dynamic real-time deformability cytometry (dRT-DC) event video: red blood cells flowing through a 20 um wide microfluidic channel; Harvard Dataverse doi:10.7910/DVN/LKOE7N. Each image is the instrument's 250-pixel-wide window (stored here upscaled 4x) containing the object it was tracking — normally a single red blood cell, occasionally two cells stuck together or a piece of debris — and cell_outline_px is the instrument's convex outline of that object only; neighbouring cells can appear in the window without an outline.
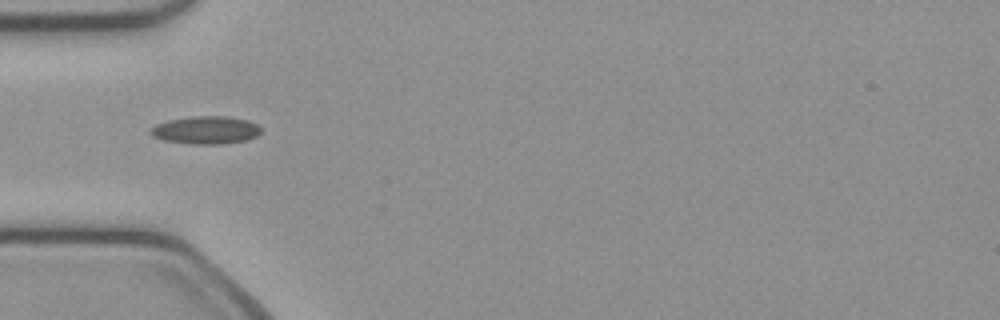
{"species": "common noctule bat (a hibernating species)", "species_latin": "Nyctalus noctula", "temperature_condition": "cold", "stored_images_in_passage": 36, "camera_frame_rate_fps": 3000, "um_per_image_px": 0.085, "animal": {"sex": "female", "body_mass_g": 21.9}, "frame": {"image": 1, "passage_image": 2, "time_ms": 0.333, "image_size_px": [1000, 320], "cell_outline_px": [[260, 132], [256, 136], [248, 140], [224, 144], [192, 144], [164, 140], [152, 136], [148, 132], [148, 128], [156, 124], [168, 120], [192, 116], [224, 116], [248, 120], [256, 124], [260, 128]], "centroid_in_image_um": [17.46, 11.06], "position_along_channel_um": 67.5, "area_um2": 18.03}}
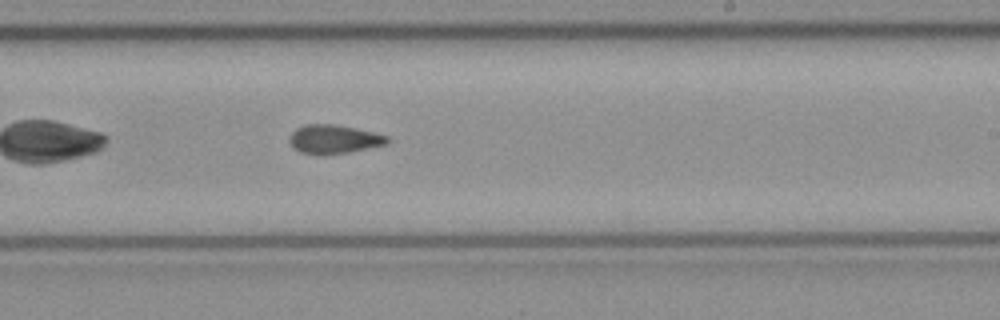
{"frame": {"image": 2, "passage_image": 16, "time_ms": 5.0, "image_size_px": [1000, 320], "cell_outline_px": [[392, 140], [388, 144], [348, 152], [324, 156], [300, 152], [292, 148], [288, 140], [288, 136], [296, 128], [304, 124], [332, 124], [356, 128], [376, 132], [388, 136]], "centroid_in_image_um": [28.37, 11.84], "position_along_channel_um": 260.6, "area_um2": 16.88}}
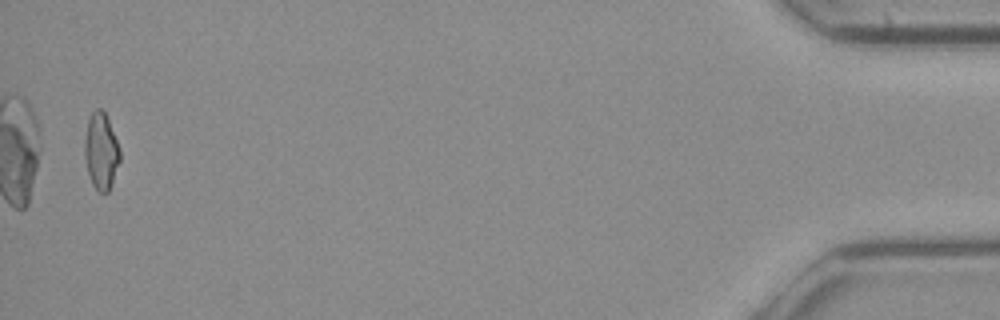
{"frame": {"image": 3, "passage_image": 35, "time_ms": 11.333, "image_size_px": [1000, 320], "cell_outline_px": [[120, 160], [112, 184], [108, 192], [100, 192], [92, 184], [88, 172], [84, 156], [84, 140], [88, 120], [92, 112], [96, 108], [100, 108], [104, 112], [108, 120], [120, 148]], "centroid_in_image_um": [8.59, 12.85], "position_along_channel_um": 426.6, "area_um2": 15.66}, "authors_computed_cell_mechanics": {"area_um2": 16.3574, "velocity_mm_per_s": 4.1197, "shape_relaxation_time_tau1_ms": null, "shape_relaxation_time_tau2_ms": 3.6822, "deformation_change_tau1": null, "deformation_change_tau2": 0.1048}}